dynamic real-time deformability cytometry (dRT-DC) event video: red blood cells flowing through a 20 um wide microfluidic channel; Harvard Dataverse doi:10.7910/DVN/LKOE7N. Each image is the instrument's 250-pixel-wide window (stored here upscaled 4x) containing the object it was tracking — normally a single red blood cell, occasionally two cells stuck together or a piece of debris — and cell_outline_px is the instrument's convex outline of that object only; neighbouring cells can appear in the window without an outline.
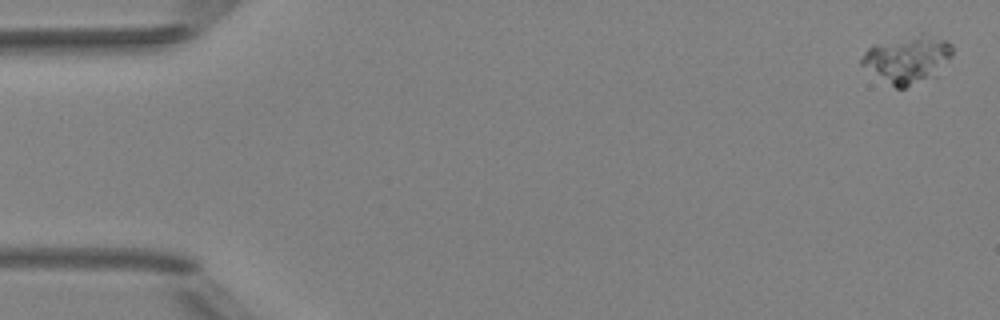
{"species": "Egyptian fruit bat (a non-hibernating species)", "species_latin": "Rousettus aegyptiacus", "temperature_condition": "room temperature", "stored_images_in_passage": 6, "camera_frame_rate_fps": 3000, "um_per_image_px": 0.085, "animal": {"sex": "female"}, "frame": {"image": 1, "passage_image": 1, "time_ms": 0.0, "image_size_px": [1000, 320], "cell_outline_px": [[952, 56], [940, 76], [904, 88], [896, 88], [860, 64], [860, 60], [864, 52], [872, 44], [920, 32], [924, 32], [948, 40], [952, 44]], "centroid_in_image_um": [77.21, 5.01], "position_along_channel_um": 7.8, "area_um2": 25.95}}